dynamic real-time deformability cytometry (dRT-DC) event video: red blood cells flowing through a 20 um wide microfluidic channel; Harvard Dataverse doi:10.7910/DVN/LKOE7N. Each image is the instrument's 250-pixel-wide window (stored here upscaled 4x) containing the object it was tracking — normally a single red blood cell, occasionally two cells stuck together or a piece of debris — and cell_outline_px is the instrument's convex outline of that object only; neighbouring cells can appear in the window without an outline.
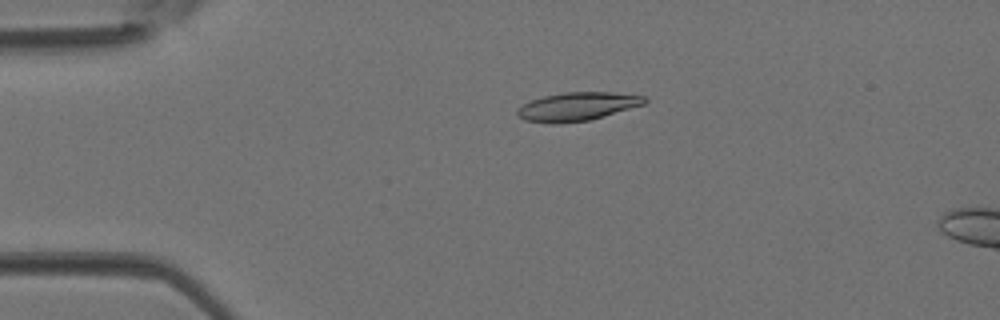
{"species": "Egyptian fruit bat (a non-hibernating species)", "species_latin": "Rousettus aegyptiacus", "temperature_condition": "room temperature", "stored_images_in_passage": 6, "camera_frame_rate_fps": 3000, "um_per_image_px": 0.085, "animal": {"sex": "female"}, "frame": {"image": 1, "passage_image": 3, "time_ms": 0.667, "image_size_px": [1000, 320], "cell_outline_px": [[648, 100], [644, 104], [604, 116], [588, 120], [556, 124], [552, 124], [524, 120], [516, 112], [524, 104], [532, 100], [544, 96], [564, 92], [612, 92], [648, 96]], "centroid_in_image_um": [49.11, 9.05], "position_along_channel_um": 35.9, "area_um2": 20.98}}